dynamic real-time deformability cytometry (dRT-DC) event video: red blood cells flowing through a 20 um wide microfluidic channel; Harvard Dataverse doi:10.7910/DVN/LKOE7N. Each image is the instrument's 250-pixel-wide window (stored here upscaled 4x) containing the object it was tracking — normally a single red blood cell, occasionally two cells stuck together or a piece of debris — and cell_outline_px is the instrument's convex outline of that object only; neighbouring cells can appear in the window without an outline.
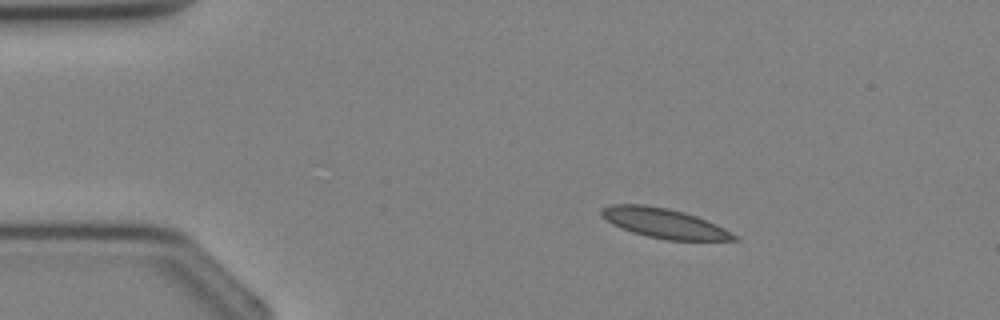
{"species": "Egyptian fruit bat (a non-hibernating species)", "species_latin": "Rousettus aegyptiacus", "temperature_condition": "cold", "stored_images_in_passage": 2, "camera_frame_rate_fps": 3000, "um_per_image_px": 0.085, "animal": {"sex": "female"}, "frame": {"image": 1, "passage_image": 1, "time_ms": 0.0, "image_size_px": [1000, 320], "cell_outline_px": [[740, 240], [668, 240], [648, 236], [632, 232], [612, 224], [600, 216], [600, 208], [612, 204], [644, 204], [668, 208], [684, 212], [696, 216], [716, 224], [740, 236]], "centroid_in_image_um": [56.45, 18.96], "position_along_channel_um": 28.6, "area_um2": 23.06}}